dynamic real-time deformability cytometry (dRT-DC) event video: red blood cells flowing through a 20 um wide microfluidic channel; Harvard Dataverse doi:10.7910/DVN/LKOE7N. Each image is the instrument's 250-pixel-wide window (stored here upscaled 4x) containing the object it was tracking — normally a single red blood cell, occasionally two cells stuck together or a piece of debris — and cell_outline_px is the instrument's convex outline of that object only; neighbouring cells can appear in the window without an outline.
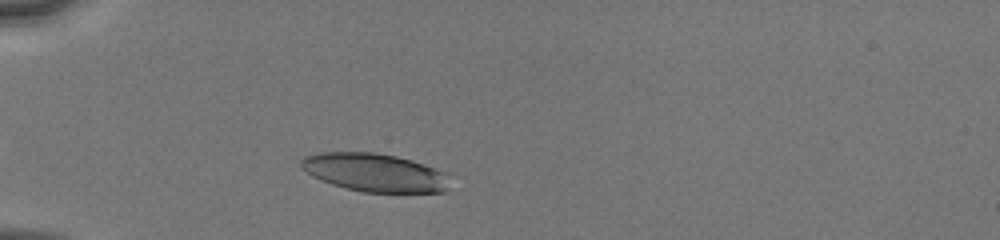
{"species": "human", "species_latin": "Homo sapiens", "temperature_condition": "cold", "stored_images_in_passage": 33, "camera_frame_rate_fps": 3000, "um_per_image_px": 0.085, "donor": {"sex": "male"}, "frame": {"image": 1, "passage_image": 5, "time_ms": 1.333, "image_size_px": [1000, 240], "cell_outline_px": [[444, 192], [364, 192], [332, 184], [312, 176], [300, 168], [300, 160], [304, 156], [320, 152], [372, 152], [396, 156], [412, 160], [424, 164], [440, 172], [444, 188]], "centroid_in_image_um": [31.67, 14.64], "position_along_channel_um": 53.3, "area_um2": 32.25}}
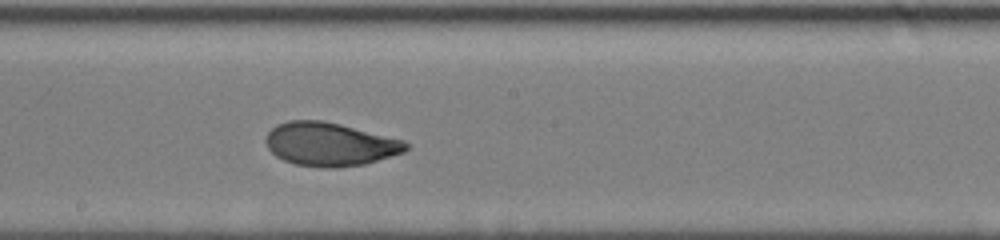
{"frame": {"image": 2, "passage_image": 19, "time_ms": 6.0, "image_size_px": [1000, 240], "cell_outline_px": [[412, 144], [404, 152], [364, 164], [336, 168], [324, 168], [292, 164], [276, 156], [268, 148], [264, 140], [268, 132], [276, 124], [288, 120], [320, 120], [340, 124], [404, 140]], "centroid_in_image_um": [28.03, 12.26], "position_along_channel_um": 220.2, "area_um2": 35.66}}
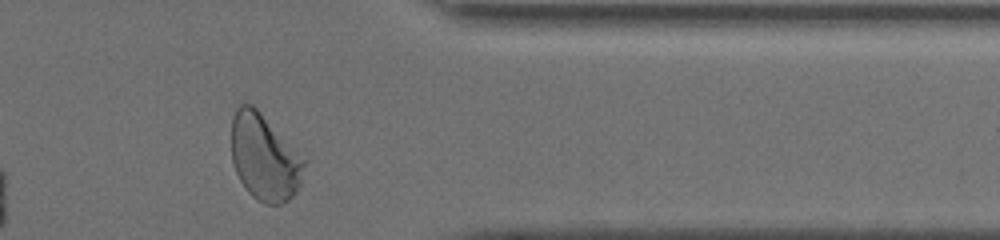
{"frame": {"image": 3, "passage_image": 32, "time_ms": 10.333, "image_size_px": [1000, 240], "cell_outline_px": [[308, 160], [300, 184], [296, 192], [288, 200], [280, 204], [264, 204], [256, 200], [248, 192], [240, 180], [236, 172], [232, 160], [232, 116], [236, 108], [240, 104], [252, 104], [308, 156]], "centroid_in_image_um": [22.55, 13.35], "position_along_channel_um": 388.9, "area_um2": 37.69}, "authors_computed_cell_mechanics": {"area_um2": 34.9112, "velocity_mm_per_s": 4.0712, "shape_relaxation_time_tau1_ms": 3.3623, "shape_relaxation_time_tau2_ms": 0.849, "deformation_change_tau1": 0.1535, "deformation_change_tau2": 0.0568}}